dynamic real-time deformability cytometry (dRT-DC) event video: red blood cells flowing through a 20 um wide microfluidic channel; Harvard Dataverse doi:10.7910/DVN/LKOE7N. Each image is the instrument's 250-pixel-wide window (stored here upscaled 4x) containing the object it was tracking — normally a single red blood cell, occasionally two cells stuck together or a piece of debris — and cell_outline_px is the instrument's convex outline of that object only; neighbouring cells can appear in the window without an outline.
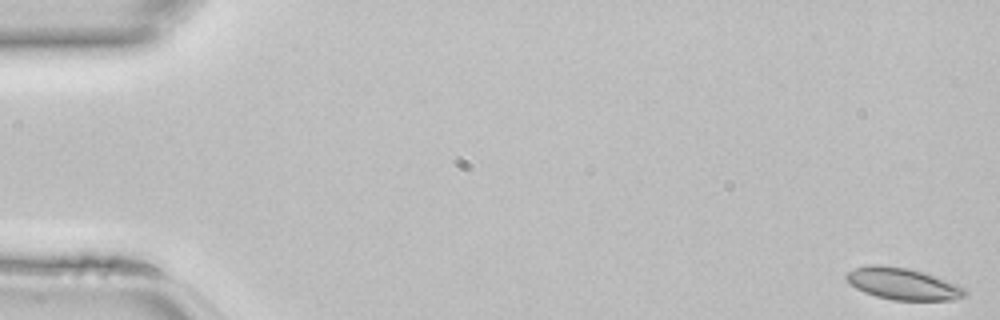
{"species": "common noctule bat (a hibernating species)", "species_latin": "Nyctalus noctula", "temperature_condition": "room temperature", "stored_images_in_passage": 45, "camera_frame_rate_fps": 3000, "um_per_image_px": 0.085, "animal": {"sex": "female", "body_mass_g": 22.7, "forearm_length_mm": 54.2}, "frame": {"image": 1, "passage_image": 1, "time_ms": 0.0, "image_size_px": [1000, 320], "cell_outline_px": [[968, 296], [952, 300], [892, 300], [876, 296], [864, 292], [856, 288], [844, 276], [848, 272], [856, 268], [868, 264], [880, 264], [908, 268], [924, 272], [956, 284], [964, 288], [968, 292]], "centroid_in_image_um": [76.76, 24.12], "position_along_channel_um": 8.2, "area_um2": 21.96}}
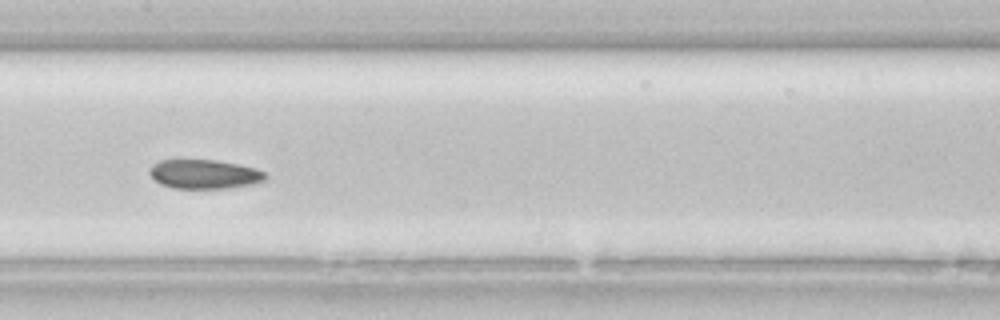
{"frame": {"image": 2, "passage_image": 23, "time_ms": 7.333, "image_size_px": [1000, 320], "cell_outline_px": [[264, 180], [252, 184], [228, 188], [172, 188], [160, 184], [148, 172], [148, 168], [152, 164], [160, 160], [216, 160], [256, 168], [264, 172]], "centroid_in_image_um": [17.31, 14.8], "position_along_channel_um": 190.1, "area_um2": 19.54}}
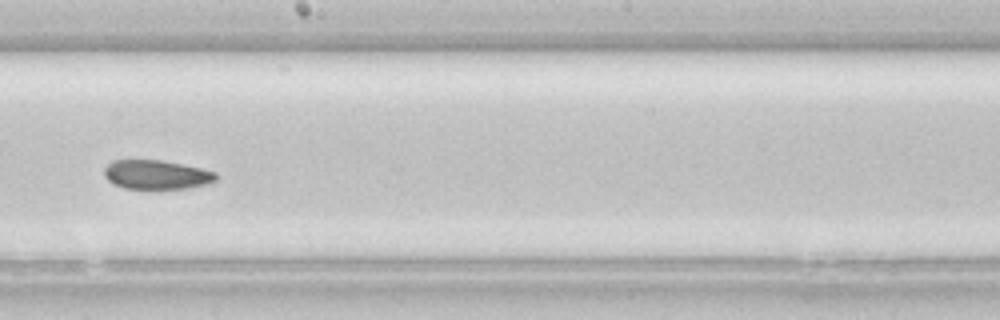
{"frame": {"image": 3, "passage_image": 26, "time_ms": 8.333, "image_size_px": [1000, 320], "cell_outline_px": [[216, 180], [212, 184], [188, 188], [124, 188], [112, 184], [104, 176], [104, 168], [112, 160], [160, 160], [200, 168], [216, 172]], "centroid_in_image_um": [13.3, 14.85], "position_along_channel_um": 234.9, "area_um2": 18.96}}